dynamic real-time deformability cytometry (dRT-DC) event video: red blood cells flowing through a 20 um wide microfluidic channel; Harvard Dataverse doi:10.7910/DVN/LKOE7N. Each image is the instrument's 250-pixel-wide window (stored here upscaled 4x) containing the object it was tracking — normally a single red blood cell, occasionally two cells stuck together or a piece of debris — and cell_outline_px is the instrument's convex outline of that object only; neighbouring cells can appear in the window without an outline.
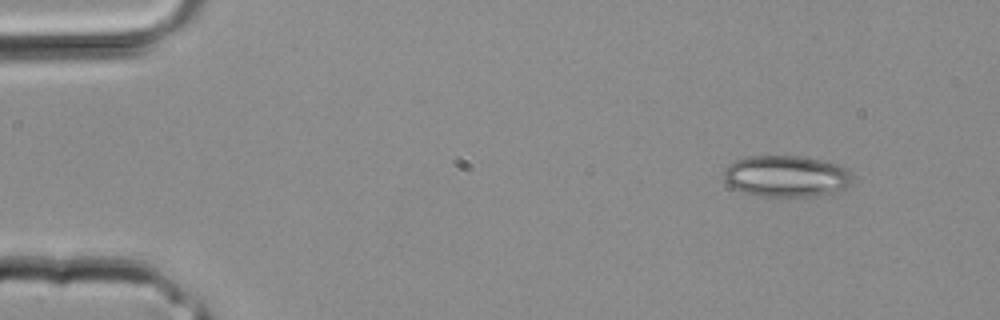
{"species": "common noctule bat (a hibernating species)", "species_latin": "Nyctalus noctula", "temperature_condition": "room temperature", "stored_images_in_passage": 4, "camera_frame_rate_fps": 3000, "um_per_image_px": 0.085, "animal": {"sex": "male", "body_mass_g": 20.4}, "frame": {"image": 1, "passage_image": 1, "time_ms": 0.0, "image_size_px": [1000, 320], "cell_outline_px": [[852, 180], [844, 188], [832, 192], [816, 196], [756, 196], [732, 188], [724, 180], [724, 168], [728, 164], [736, 160], [748, 156], [804, 156], [836, 164], [844, 168], [852, 176]], "centroid_in_image_um": [66.77, 14.97], "position_along_channel_um": 18.2, "area_um2": 30.92}}
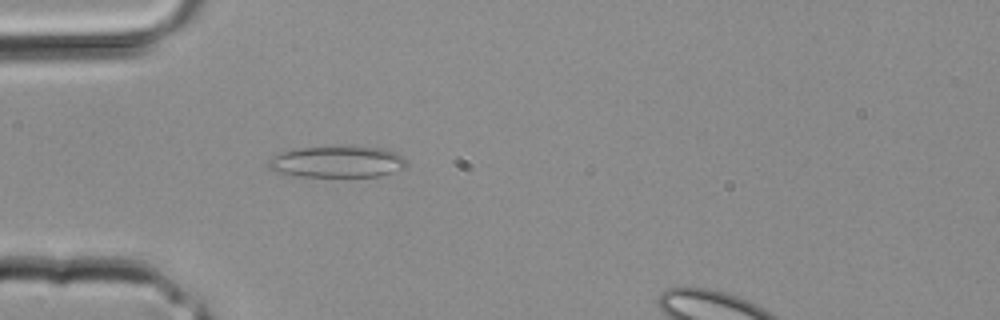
{"frame": {"image": 2, "passage_image": 3, "time_ms": 0.667, "image_size_px": [1000, 320], "cell_outline_px": [[404, 168], [380, 176], [300, 176], [280, 172], [268, 168], [264, 164], [268, 160], [280, 152], [292, 148], [384, 148], [396, 152], [404, 160]], "centroid_in_image_um": [28.6, 13.77], "position_along_channel_um": 56.4, "area_um2": 24.62}}